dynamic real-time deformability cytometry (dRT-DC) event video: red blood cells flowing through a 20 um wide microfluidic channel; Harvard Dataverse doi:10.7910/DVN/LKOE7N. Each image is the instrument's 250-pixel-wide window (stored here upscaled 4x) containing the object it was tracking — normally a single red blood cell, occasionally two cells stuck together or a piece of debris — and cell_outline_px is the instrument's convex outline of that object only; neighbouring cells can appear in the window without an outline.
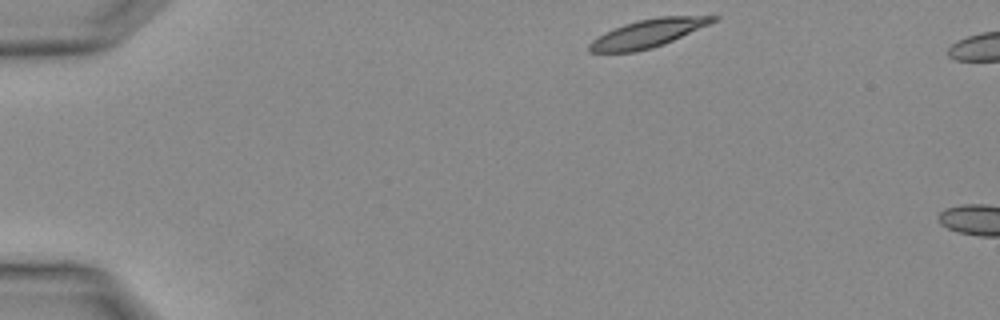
{"species": "Egyptian fruit bat (a non-hibernating species)", "species_latin": "Rousettus aegyptiacus", "temperature_condition": "warm", "stored_images_in_passage": 2, "camera_frame_rate_fps": 3000, "um_per_image_px": 0.085, "animal": {"sex": "female"}, "frame": {"image": 1, "passage_image": 1, "time_ms": 0.0, "image_size_px": [1000, 320], "cell_outline_px": [[720, 16], [716, 20], [708, 24], [672, 40], [652, 48], [636, 52], [588, 52], [588, 44], [592, 40], [604, 32], [624, 24], [636, 20], [660, 16]], "centroid_in_image_um": [55.0, 2.83], "position_along_channel_um": 30.0, "area_um2": 19.94}}